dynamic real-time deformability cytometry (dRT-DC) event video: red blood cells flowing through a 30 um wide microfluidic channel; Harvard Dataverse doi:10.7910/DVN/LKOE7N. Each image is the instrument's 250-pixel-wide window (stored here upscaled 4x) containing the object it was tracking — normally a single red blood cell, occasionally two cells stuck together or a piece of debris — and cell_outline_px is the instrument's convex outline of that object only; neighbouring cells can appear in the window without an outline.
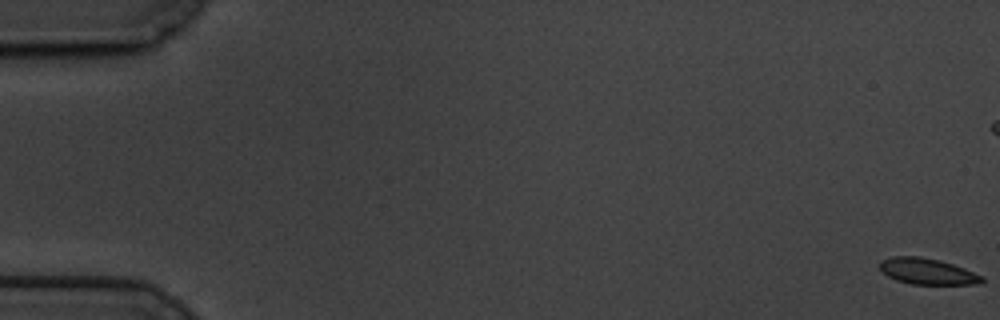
{"species": "common noctule bat (a hibernating species)", "species_latin": "Nyctalus noctula", "temperature_condition": "cold", "stored_images_in_passage": 62, "camera_frame_rate_fps": 3000, "um_per_image_px": 0.085, "animal": {"sex": "male", "body_mass_g": 19.5, "forearm_length_mm": 54.6}, "frame": {"image": 1, "passage_image": 1, "time_ms": 0.0, "image_size_px": [1000, 320], "cell_outline_px": [[984, 284], [912, 284], [896, 280], [880, 272], [880, 260], [892, 256], [920, 256], [952, 264], [964, 268], [984, 276]], "centroid_in_image_um": [78.82, 23.07], "position_along_channel_um": 6.2, "area_um2": 15.61}}
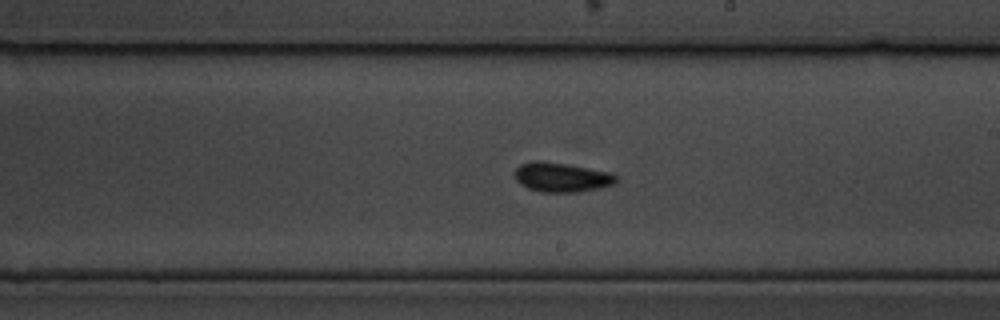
{"frame": {"image": 2, "passage_image": 36, "time_ms": 11.667, "image_size_px": [1000, 320], "cell_outline_px": [[616, 184], [600, 188], [580, 192], [540, 192], [528, 188], [520, 184], [516, 180], [516, 168], [520, 164], [536, 160], [540, 160], [564, 164], [608, 172], [616, 176]], "centroid_in_image_um": [47.72, 15.08], "position_along_channel_um": 241.3, "area_um2": 17.22}}
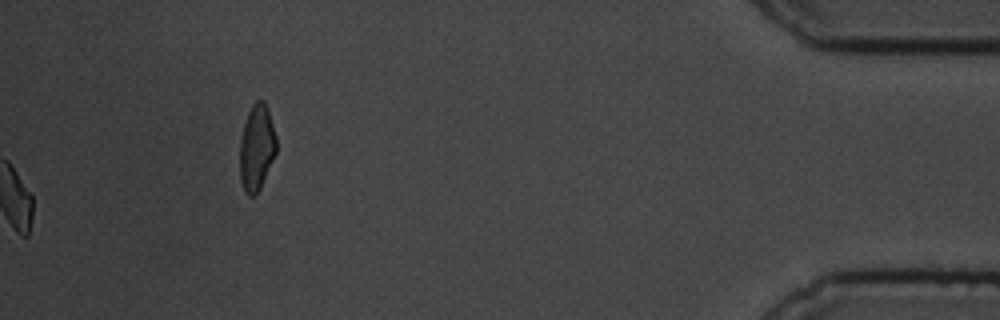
{"frame": {"image": 3, "passage_image": 62, "time_ms": 20.333, "image_size_px": [1000, 320], "cell_outline_px": [[276, 152], [260, 188], [252, 196], [248, 196], [244, 192], [240, 180], [240, 140], [244, 124], [248, 112], [252, 104], [256, 100], [264, 100], [268, 108], [276, 136]], "centroid_in_image_um": [21.81, 12.53], "position_along_channel_um": 413.4, "area_um2": 18.26}, "authors_computed_cell_mechanics": {"area_um2": 15.9528, "velocity_mm_per_s": 3.36, "shape_relaxation_time_tau1_ms": 5.8226, "shape_relaxation_time_tau2_ms": 3.1787, "deformation_change_tau1": 0.1417, "deformation_change_tau2": 0.0488}}